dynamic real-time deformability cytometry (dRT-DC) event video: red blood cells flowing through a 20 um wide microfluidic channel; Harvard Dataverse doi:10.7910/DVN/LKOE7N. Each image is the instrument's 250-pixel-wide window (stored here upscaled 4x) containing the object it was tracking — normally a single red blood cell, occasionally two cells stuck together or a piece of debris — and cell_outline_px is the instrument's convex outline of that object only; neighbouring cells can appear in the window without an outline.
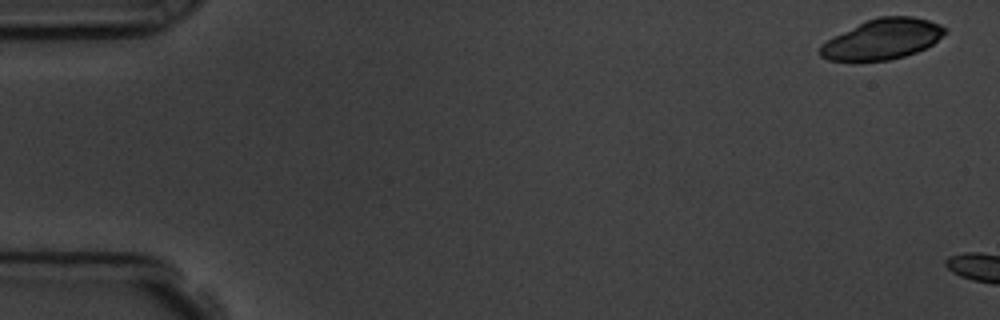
{"species": "common noctule bat (a hibernating species)", "species_latin": "Nyctalus noctula", "temperature_condition": "room temperature", "stored_images_in_passage": 2, "camera_frame_rate_fps": 3000, "um_per_image_px": 0.085, "animal": {"sex": "male", "body_mass_g": 19.5, "forearm_length_mm": 54.6}, "frame": {"image": 1, "passage_image": 1, "time_ms": 0.0, "image_size_px": [1000, 320], "cell_outline_px": [[948, 32], [932, 44], [916, 52], [904, 56], [888, 60], [828, 60], [820, 56], [820, 44], [868, 20], [880, 16], [912, 16], [928, 20], [940, 24], [948, 28]], "centroid_in_image_um": [75.07, 3.32], "position_along_channel_um": 9.9, "area_um2": 28.84}}